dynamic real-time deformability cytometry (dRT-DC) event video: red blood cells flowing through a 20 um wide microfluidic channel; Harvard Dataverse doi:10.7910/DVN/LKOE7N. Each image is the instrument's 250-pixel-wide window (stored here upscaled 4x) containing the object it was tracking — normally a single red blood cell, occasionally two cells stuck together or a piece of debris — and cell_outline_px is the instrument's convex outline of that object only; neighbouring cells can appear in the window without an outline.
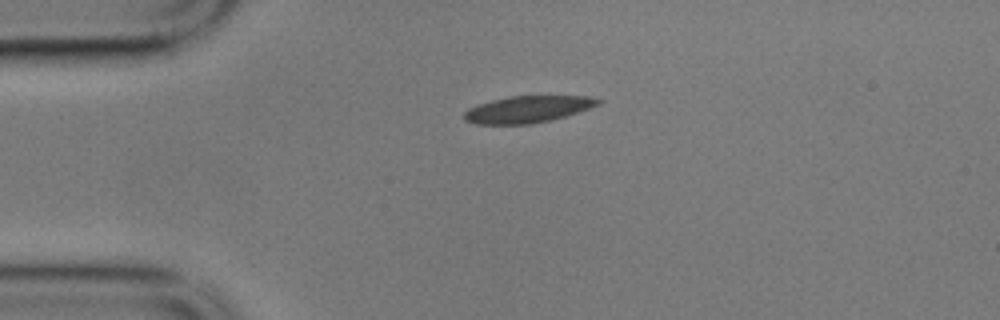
{"species": "common noctule bat (a hibernating species)", "species_latin": "Nyctalus noctula", "temperature_condition": "cold", "stored_images_in_passage": 3, "camera_frame_rate_fps": 3000, "um_per_image_px": 0.085, "animal": {"sex": "male", "body_mass_g": 17.9}, "frame": {"image": 1, "passage_image": 1, "time_ms": 0.0, "image_size_px": [1000, 320], "cell_outline_px": [[604, 100], [600, 104], [564, 116], [532, 124], [476, 124], [464, 120], [464, 112], [468, 108], [476, 104], [508, 96], [588, 96]], "centroid_in_image_um": [44.81, 9.28], "position_along_channel_um": 40.2, "area_um2": 20.81}}